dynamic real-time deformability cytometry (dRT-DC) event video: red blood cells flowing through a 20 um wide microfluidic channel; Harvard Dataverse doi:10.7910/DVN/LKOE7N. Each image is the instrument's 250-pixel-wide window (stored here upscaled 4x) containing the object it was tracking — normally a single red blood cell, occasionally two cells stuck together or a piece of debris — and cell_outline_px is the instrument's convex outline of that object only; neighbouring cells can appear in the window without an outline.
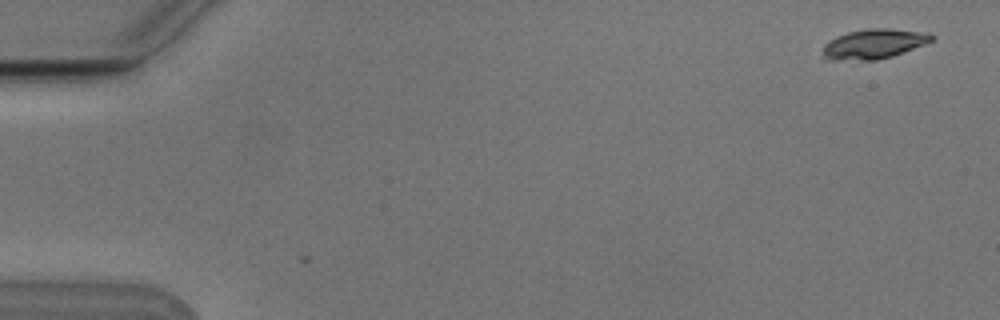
{"species": "Egyptian fruit bat (a non-hibernating species)", "species_latin": "Rousettus aegyptiacus", "temperature_condition": "cold", "stored_images_in_passage": 4, "camera_frame_rate_fps": 3000, "um_per_image_px": 0.085, "animal": {"sex": "male"}, "frame": {"image": 1, "passage_image": 1, "time_ms": 0.0, "image_size_px": [1000, 320], "cell_outline_px": [[936, 36], [932, 40], [924, 44], [892, 56], [876, 60], [832, 60], [824, 56], [824, 44], [828, 40], [836, 36], [848, 32], [868, 28], [888, 28], [928, 32]], "centroid_in_image_um": [74.29, 3.71], "position_along_channel_um": 10.7, "area_um2": 18.84}}